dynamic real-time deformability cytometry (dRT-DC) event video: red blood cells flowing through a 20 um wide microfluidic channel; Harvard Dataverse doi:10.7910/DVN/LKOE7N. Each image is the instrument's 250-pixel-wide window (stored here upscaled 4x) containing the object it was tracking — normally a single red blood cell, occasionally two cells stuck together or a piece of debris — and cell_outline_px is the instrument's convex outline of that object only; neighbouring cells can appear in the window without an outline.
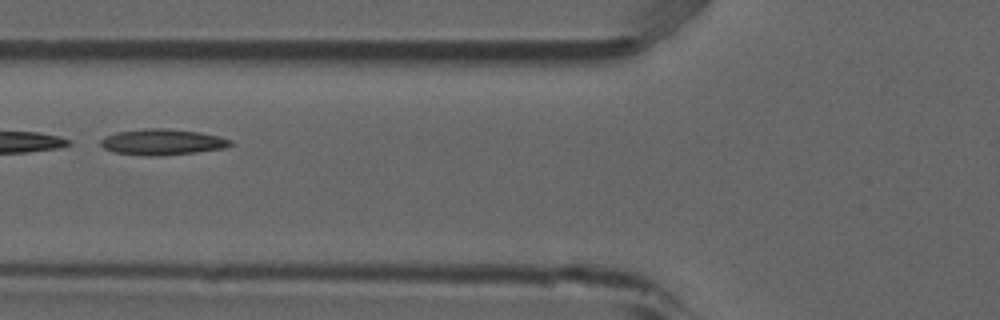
{"species": "common noctule bat (a hibernating species)", "species_latin": "Nyctalus noctula", "temperature_condition": "room temperature", "stored_images_in_passage": 4, "camera_frame_rate_fps": 3000, "um_per_image_px": 0.085, "animal": {"sex": "male", "forearm_length_mm": 52.5}, "frame": {"image": 1, "passage_image": 4, "time_ms": 1.0, "image_size_px": [1000, 320], "cell_outline_px": [[232, 144], [224, 148], [196, 152], [160, 156], [148, 156], [112, 152], [104, 148], [100, 144], [100, 140], [104, 136], [116, 132], [144, 128], [164, 128], [200, 132], [220, 136], [232, 140]], "centroid_in_image_um": [13.77, 12.07], "position_along_channel_um": 112.0, "area_um2": 19.77}}